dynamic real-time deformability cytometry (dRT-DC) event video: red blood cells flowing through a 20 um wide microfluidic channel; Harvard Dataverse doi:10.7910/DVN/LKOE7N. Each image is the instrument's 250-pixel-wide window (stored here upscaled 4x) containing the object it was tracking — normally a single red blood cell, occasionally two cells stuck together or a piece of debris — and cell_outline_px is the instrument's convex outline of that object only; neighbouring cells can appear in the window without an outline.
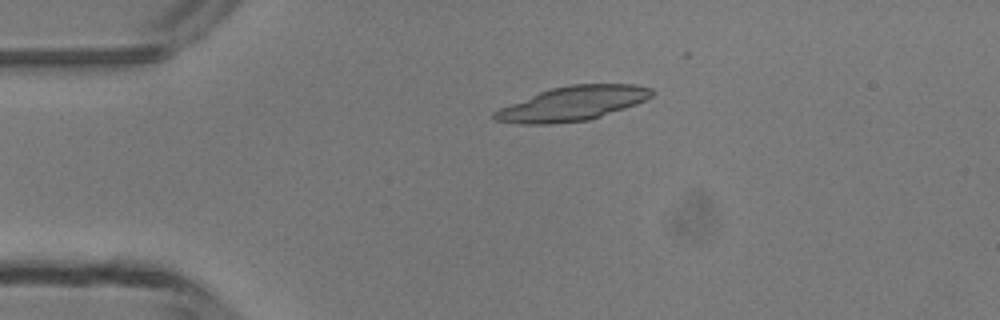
{"species": "common noctule bat (a hibernating species)", "species_latin": "Nyctalus noctula", "temperature_condition": "room temperature", "stored_images_in_passage": 3, "camera_frame_rate_fps": 3000, "um_per_image_px": 0.085, "animal": {"sex": "male", "body_mass_g": 13.3}, "frame": {"image": 1, "passage_image": 2, "time_ms": 2.0, "image_size_px": [1000, 320], "cell_outline_px": [[656, 92], [652, 96], [636, 104], [588, 120], [548, 124], [520, 124], [496, 120], [492, 116], [492, 112], [500, 108], [540, 92], [552, 88], [572, 84], [636, 84], [652, 88]], "centroid_in_image_um": [48.69, 8.79], "position_along_channel_um": 36.3, "area_um2": 31.15}}